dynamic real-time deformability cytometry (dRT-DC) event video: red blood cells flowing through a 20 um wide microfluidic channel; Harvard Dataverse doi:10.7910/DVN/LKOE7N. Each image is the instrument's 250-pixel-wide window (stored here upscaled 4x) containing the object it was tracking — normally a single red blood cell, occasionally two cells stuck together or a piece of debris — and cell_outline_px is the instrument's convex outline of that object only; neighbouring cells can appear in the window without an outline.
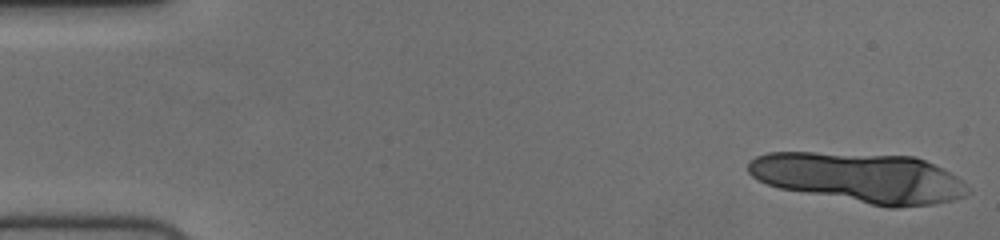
{"species": "human", "species_latin": "Homo sapiens", "temperature_condition": "cold", "stored_images_in_passage": 14, "camera_frame_rate_fps": 3000, "um_per_image_px": 0.085, "donor": {"sex": "female"}, "frame": {"image": 1, "passage_image": 1, "time_ms": 0.0, "image_size_px": [1000, 240], "cell_outline_px": [[972, 192], [964, 196], [952, 200], [932, 204], [896, 208], [888, 208], [780, 188], [756, 180], [748, 172], [748, 160], [756, 156], [768, 152], [816, 152], [916, 156], [956, 176], [972, 188]], "centroid_in_image_um": [73.08, 15.1], "position_along_channel_um": 11.9, "area_um2": 64.27}}